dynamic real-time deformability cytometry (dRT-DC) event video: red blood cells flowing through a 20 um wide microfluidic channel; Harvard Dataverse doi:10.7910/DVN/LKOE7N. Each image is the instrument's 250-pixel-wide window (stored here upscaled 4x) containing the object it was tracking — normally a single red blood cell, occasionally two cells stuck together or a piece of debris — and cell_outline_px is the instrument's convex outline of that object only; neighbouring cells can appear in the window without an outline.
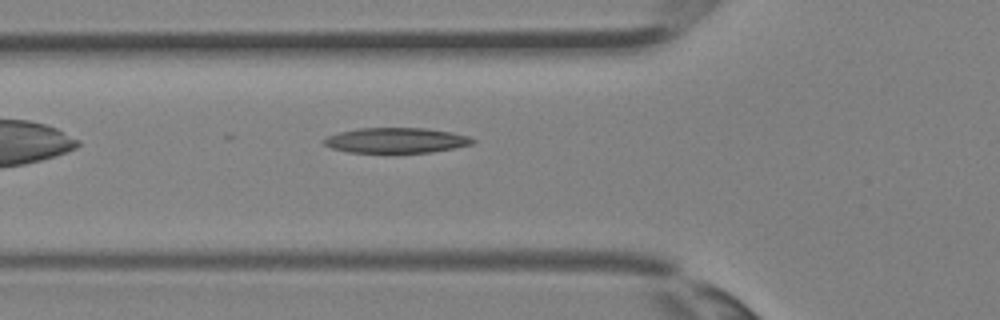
{"species": "Egyptian fruit bat (a non-hibernating species)", "species_latin": "Rousettus aegyptiacus", "temperature_condition": "room temperature", "stored_images_in_passage": 21, "camera_frame_rate_fps": 3000, "um_per_image_px": 0.085, "animal": {"sex": "female"}, "frame": {"image": 1, "passage_image": 2, "time_ms": 0.333, "image_size_px": [1000, 320], "cell_outline_px": [[476, 140], [472, 144], [456, 148], [432, 152], [348, 152], [332, 148], [324, 144], [324, 140], [328, 136], [340, 132], [360, 128], [424, 128], [452, 132], [468, 136]], "centroid_in_image_um": [33.71, 11.93], "position_along_channel_um": 92.1, "area_um2": 21.68}}
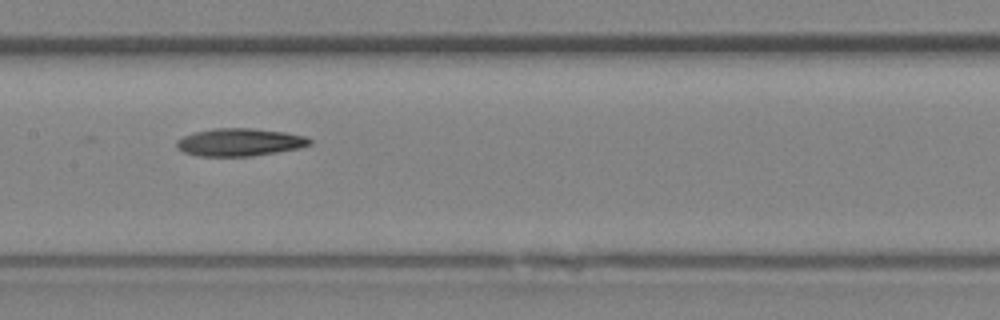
{"frame": {"image": 2, "passage_image": 7, "time_ms": 2.0, "image_size_px": [1000, 320], "cell_outline_px": [[312, 144], [296, 148], [276, 152], [252, 156], [196, 156], [184, 152], [176, 144], [176, 140], [184, 136], [196, 132], [216, 128], [252, 128], [284, 132], [304, 136], [312, 140]], "centroid_in_image_um": [20.37, 12.09], "position_along_channel_um": 187.0, "area_um2": 21.21}}
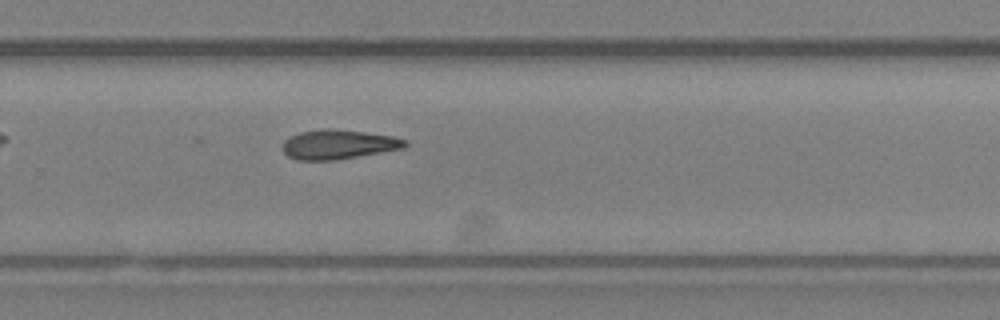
{"frame": {"image": 3, "passage_image": 13, "time_ms": 4.0, "image_size_px": [1000, 320], "cell_outline_px": [[408, 144], [404, 148], [336, 160], [296, 160], [288, 156], [280, 148], [284, 140], [288, 136], [300, 132], [324, 128], [332, 128], [364, 132], [392, 136], [408, 140]], "centroid_in_image_um": [28.72, 12.27], "position_along_channel_um": 301.1, "area_um2": 21.21}}